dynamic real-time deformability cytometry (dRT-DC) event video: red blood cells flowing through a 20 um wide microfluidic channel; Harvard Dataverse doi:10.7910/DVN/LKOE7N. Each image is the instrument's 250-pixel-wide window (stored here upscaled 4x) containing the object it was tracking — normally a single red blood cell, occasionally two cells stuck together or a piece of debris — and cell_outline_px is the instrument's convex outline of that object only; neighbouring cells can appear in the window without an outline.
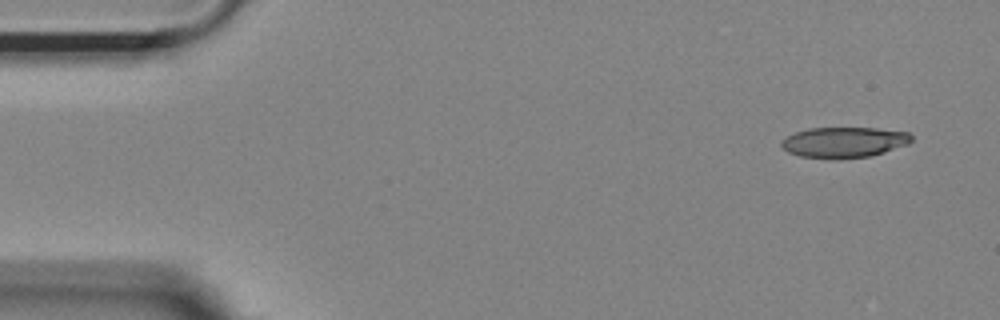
{"species": "Egyptian fruit bat (a non-hibernating species)", "species_latin": "Rousettus aegyptiacus", "temperature_condition": "room temperature", "stored_images_in_passage": 51, "camera_frame_rate_fps": 3000, "um_per_image_px": 0.085, "animal": {"sex": "female"}, "frame": {"image": 1, "passage_image": 1, "time_ms": 0.0, "image_size_px": [1000, 320], "cell_outline_px": [[912, 140], [908, 144], [872, 156], [840, 160], [836, 160], [800, 156], [788, 152], [780, 144], [780, 140], [796, 132], [808, 128], [876, 128], [908, 132], [912, 136]], "centroid_in_image_um": [71.74, 12.11], "position_along_channel_um": 13.3, "area_um2": 23.47}}
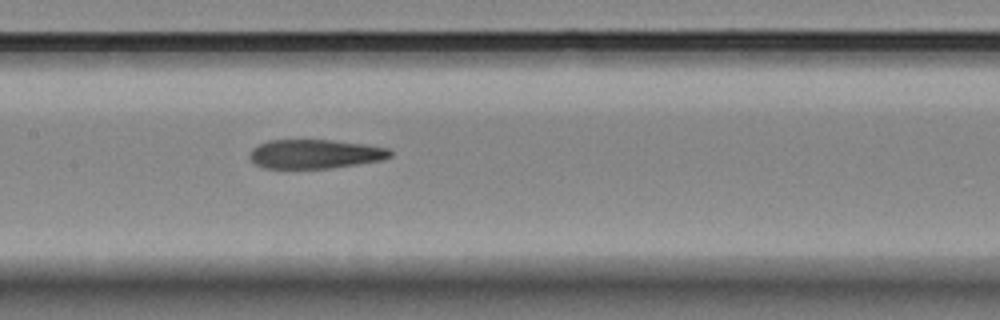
{"frame": {"image": 2, "passage_image": 23, "time_ms": 7.333, "image_size_px": [1000, 320], "cell_outline_px": [[392, 156], [384, 160], [328, 168], [264, 168], [252, 164], [248, 156], [252, 148], [268, 140], [332, 140], [364, 144], [388, 148], [392, 152]], "centroid_in_image_um": [26.75, 13.09], "position_along_channel_um": 180.7, "area_um2": 23.93}}
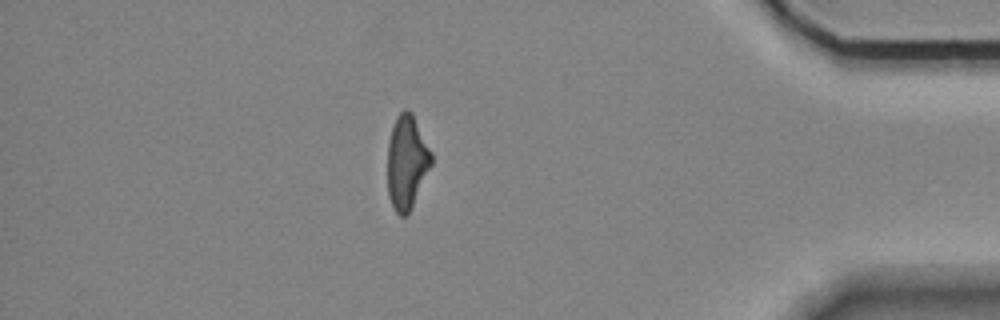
{"frame": {"image": 3, "passage_image": 44, "time_ms": 14.333, "image_size_px": [1000, 320], "cell_outline_px": [[432, 164], [408, 212], [404, 216], [400, 216], [396, 212], [388, 196], [388, 140], [396, 116], [404, 108], [408, 108], [412, 112], [432, 152]], "centroid_in_image_um": [34.57, 13.71], "position_along_channel_um": 400.6, "area_um2": 23.76}, "authors_computed_cell_mechanics": {"area_um2": 25.0274, "velocity_mm_per_s": 3.6976, "shape_relaxation_time_tau1_ms": null, "shape_relaxation_time_tau2_ms": 3.4833, "deformation_change_tau1": null, "deformation_change_tau2": 0.1383}}